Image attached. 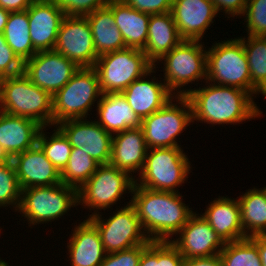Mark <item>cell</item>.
<instances>
[{
    "label": "cell",
    "instance_id": "cell-1",
    "mask_svg": "<svg viewBox=\"0 0 266 266\" xmlns=\"http://www.w3.org/2000/svg\"><path fill=\"white\" fill-rule=\"evenodd\" d=\"M204 87L186 89V96L192 106L193 123L241 124L246 120L259 118L262 111L253 101V96L239 88L210 83Z\"/></svg>",
    "mask_w": 266,
    "mask_h": 266
},
{
    "label": "cell",
    "instance_id": "cell-2",
    "mask_svg": "<svg viewBox=\"0 0 266 266\" xmlns=\"http://www.w3.org/2000/svg\"><path fill=\"white\" fill-rule=\"evenodd\" d=\"M131 194L130 203L151 241H171L194 213L180 192L154 191L135 184Z\"/></svg>",
    "mask_w": 266,
    "mask_h": 266
},
{
    "label": "cell",
    "instance_id": "cell-3",
    "mask_svg": "<svg viewBox=\"0 0 266 266\" xmlns=\"http://www.w3.org/2000/svg\"><path fill=\"white\" fill-rule=\"evenodd\" d=\"M0 111L32 119L42 127L53 126L52 95L23 72L0 79Z\"/></svg>",
    "mask_w": 266,
    "mask_h": 266
},
{
    "label": "cell",
    "instance_id": "cell-4",
    "mask_svg": "<svg viewBox=\"0 0 266 266\" xmlns=\"http://www.w3.org/2000/svg\"><path fill=\"white\" fill-rule=\"evenodd\" d=\"M181 147L148 149L135 184L154 191L178 193L190 174L191 164ZM139 180V181H138Z\"/></svg>",
    "mask_w": 266,
    "mask_h": 266
},
{
    "label": "cell",
    "instance_id": "cell-5",
    "mask_svg": "<svg viewBox=\"0 0 266 266\" xmlns=\"http://www.w3.org/2000/svg\"><path fill=\"white\" fill-rule=\"evenodd\" d=\"M222 42V43H221ZM216 42L207 50V81L248 91L253 97L260 93L252 86L243 43L237 39Z\"/></svg>",
    "mask_w": 266,
    "mask_h": 266
},
{
    "label": "cell",
    "instance_id": "cell-6",
    "mask_svg": "<svg viewBox=\"0 0 266 266\" xmlns=\"http://www.w3.org/2000/svg\"><path fill=\"white\" fill-rule=\"evenodd\" d=\"M153 67L143 50L125 48L100 55L93 68L97 72L102 94H108L122 93Z\"/></svg>",
    "mask_w": 266,
    "mask_h": 266
},
{
    "label": "cell",
    "instance_id": "cell-7",
    "mask_svg": "<svg viewBox=\"0 0 266 266\" xmlns=\"http://www.w3.org/2000/svg\"><path fill=\"white\" fill-rule=\"evenodd\" d=\"M99 78L93 67H81L53 96V125L69 119H86L100 100ZM99 98V99H98Z\"/></svg>",
    "mask_w": 266,
    "mask_h": 266
},
{
    "label": "cell",
    "instance_id": "cell-8",
    "mask_svg": "<svg viewBox=\"0 0 266 266\" xmlns=\"http://www.w3.org/2000/svg\"><path fill=\"white\" fill-rule=\"evenodd\" d=\"M78 206V190L63 183L29 187L21 190L18 213L27 218L29 226L58 220L71 207Z\"/></svg>",
    "mask_w": 266,
    "mask_h": 266
},
{
    "label": "cell",
    "instance_id": "cell-9",
    "mask_svg": "<svg viewBox=\"0 0 266 266\" xmlns=\"http://www.w3.org/2000/svg\"><path fill=\"white\" fill-rule=\"evenodd\" d=\"M203 45L199 40H182L156 62L164 61L163 81L175 96H184L183 86L207 79V49Z\"/></svg>",
    "mask_w": 266,
    "mask_h": 266
},
{
    "label": "cell",
    "instance_id": "cell-10",
    "mask_svg": "<svg viewBox=\"0 0 266 266\" xmlns=\"http://www.w3.org/2000/svg\"><path fill=\"white\" fill-rule=\"evenodd\" d=\"M135 176L109 164H101L89 180L78 190V205L87 207L92 212L89 217L97 215L103 209L117 204L128 190L132 193ZM98 211V212H97Z\"/></svg>",
    "mask_w": 266,
    "mask_h": 266
},
{
    "label": "cell",
    "instance_id": "cell-11",
    "mask_svg": "<svg viewBox=\"0 0 266 266\" xmlns=\"http://www.w3.org/2000/svg\"><path fill=\"white\" fill-rule=\"evenodd\" d=\"M175 100L177 105L173 103ZM192 122L190 100L186 96H175L174 100L171 99L164 107L141 120L147 147H181L176 137Z\"/></svg>",
    "mask_w": 266,
    "mask_h": 266
},
{
    "label": "cell",
    "instance_id": "cell-12",
    "mask_svg": "<svg viewBox=\"0 0 266 266\" xmlns=\"http://www.w3.org/2000/svg\"><path fill=\"white\" fill-rule=\"evenodd\" d=\"M98 229L101 241L107 254L133 248L149 243L134 206L127 203L108 219L102 215L87 217Z\"/></svg>",
    "mask_w": 266,
    "mask_h": 266
},
{
    "label": "cell",
    "instance_id": "cell-13",
    "mask_svg": "<svg viewBox=\"0 0 266 266\" xmlns=\"http://www.w3.org/2000/svg\"><path fill=\"white\" fill-rule=\"evenodd\" d=\"M54 51L81 67H94L97 58L92 30L86 16H67L61 21Z\"/></svg>",
    "mask_w": 266,
    "mask_h": 266
},
{
    "label": "cell",
    "instance_id": "cell-14",
    "mask_svg": "<svg viewBox=\"0 0 266 266\" xmlns=\"http://www.w3.org/2000/svg\"><path fill=\"white\" fill-rule=\"evenodd\" d=\"M79 68L75 62L51 50L37 52L25 61L23 73L34 85L53 96L69 82Z\"/></svg>",
    "mask_w": 266,
    "mask_h": 266
},
{
    "label": "cell",
    "instance_id": "cell-15",
    "mask_svg": "<svg viewBox=\"0 0 266 266\" xmlns=\"http://www.w3.org/2000/svg\"><path fill=\"white\" fill-rule=\"evenodd\" d=\"M68 139L72 148H80L96 162L109 164L112 156V135L95 120L69 119L56 126Z\"/></svg>",
    "mask_w": 266,
    "mask_h": 266
},
{
    "label": "cell",
    "instance_id": "cell-16",
    "mask_svg": "<svg viewBox=\"0 0 266 266\" xmlns=\"http://www.w3.org/2000/svg\"><path fill=\"white\" fill-rule=\"evenodd\" d=\"M179 237L171 240L184 259L201 258L219 255L225 242L208 224L195 212L179 231Z\"/></svg>",
    "mask_w": 266,
    "mask_h": 266
},
{
    "label": "cell",
    "instance_id": "cell-17",
    "mask_svg": "<svg viewBox=\"0 0 266 266\" xmlns=\"http://www.w3.org/2000/svg\"><path fill=\"white\" fill-rule=\"evenodd\" d=\"M27 14L34 50H53L64 12L52 0H37L27 9Z\"/></svg>",
    "mask_w": 266,
    "mask_h": 266
},
{
    "label": "cell",
    "instance_id": "cell-18",
    "mask_svg": "<svg viewBox=\"0 0 266 266\" xmlns=\"http://www.w3.org/2000/svg\"><path fill=\"white\" fill-rule=\"evenodd\" d=\"M171 13L183 40H199L218 14L210 0H173Z\"/></svg>",
    "mask_w": 266,
    "mask_h": 266
},
{
    "label": "cell",
    "instance_id": "cell-19",
    "mask_svg": "<svg viewBox=\"0 0 266 266\" xmlns=\"http://www.w3.org/2000/svg\"><path fill=\"white\" fill-rule=\"evenodd\" d=\"M21 189L62 183L61 173L46 158L38 144L12 157Z\"/></svg>",
    "mask_w": 266,
    "mask_h": 266
},
{
    "label": "cell",
    "instance_id": "cell-20",
    "mask_svg": "<svg viewBox=\"0 0 266 266\" xmlns=\"http://www.w3.org/2000/svg\"><path fill=\"white\" fill-rule=\"evenodd\" d=\"M157 64L145 76L134 80L123 92L129 106L142 120L155 111L164 107L175 95L168 89L165 82L155 81L156 78L147 79L151 73H155L154 69ZM145 77V78H144Z\"/></svg>",
    "mask_w": 266,
    "mask_h": 266
},
{
    "label": "cell",
    "instance_id": "cell-21",
    "mask_svg": "<svg viewBox=\"0 0 266 266\" xmlns=\"http://www.w3.org/2000/svg\"><path fill=\"white\" fill-rule=\"evenodd\" d=\"M148 149L141 127L121 131L112 135L110 164L130 175L140 171L139 175L144 167Z\"/></svg>",
    "mask_w": 266,
    "mask_h": 266
},
{
    "label": "cell",
    "instance_id": "cell-22",
    "mask_svg": "<svg viewBox=\"0 0 266 266\" xmlns=\"http://www.w3.org/2000/svg\"><path fill=\"white\" fill-rule=\"evenodd\" d=\"M67 243L71 266H100L107 253L96 226L89 220L75 225Z\"/></svg>",
    "mask_w": 266,
    "mask_h": 266
},
{
    "label": "cell",
    "instance_id": "cell-23",
    "mask_svg": "<svg viewBox=\"0 0 266 266\" xmlns=\"http://www.w3.org/2000/svg\"><path fill=\"white\" fill-rule=\"evenodd\" d=\"M200 215L225 243L247 238L241 223V209L237 198L219 196Z\"/></svg>",
    "mask_w": 266,
    "mask_h": 266
},
{
    "label": "cell",
    "instance_id": "cell-24",
    "mask_svg": "<svg viewBox=\"0 0 266 266\" xmlns=\"http://www.w3.org/2000/svg\"><path fill=\"white\" fill-rule=\"evenodd\" d=\"M41 128L32 119L0 111V145L11 158L34 147Z\"/></svg>",
    "mask_w": 266,
    "mask_h": 266
},
{
    "label": "cell",
    "instance_id": "cell-25",
    "mask_svg": "<svg viewBox=\"0 0 266 266\" xmlns=\"http://www.w3.org/2000/svg\"><path fill=\"white\" fill-rule=\"evenodd\" d=\"M97 103L96 122L111 135L141 127V119L129 106L122 93L102 94Z\"/></svg>",
    "mask_w": 266,
    "mask_h": 266
},
{
    "label": "cell",
    "instance_id": "cell-26",
    "mask_svg": "<svg viewBox=\"0 0 266 266\" xmlns=\"http://www.w3.org/2000/svg\"><path fill=\"white\" fill-rule=\"evenodd\" d=\"M107 6L112 10L115 24L122 33L126 48L144 50L150 15L134 9L123 0H109Z\"/></svg>",
    "mask_w": 266,
    "mask_h": 266
},
{
    "label": "cell",
    "instance_id": "cell-27",
    "mask_svg": "<svg viewBox=\"0 0 266 266\" xmlns=\"http://www.w3.org/2000/svg\"><path fill=\"white\" fill-rule=\"evenodd\" d=\"M182 40L171 11L150 15L148 37L143 52L155 65L164 54L170 52Z\"/></svg>",
    "mask_w": 266,
    "mask_h": 266
},
{
    "label": "cell",
    "instance_id": "cell-28",
    "mask_svg": "<svg viewBox=\"0 0 266 266\" xmlns=\"http://www.w3.org/2000/svg\"><path fill=\"white\" fill-rule=\"evenodd\" d=\"M98 56L126 48L122 33L115 24L112 10L106 5L86 15Z\"/></svg>",
    "mask_w": 266,
    "mask_h": 266
},
{
    "label": "cell",
    "instance_id": "cell-29",
    "mask_svg": "<svg viewBox=\"0 0 266 266\" xmlns=\"http://www.w3.org/2000/svg\"><path fill=\"white\" fill-rule=\"evenodd\" d=\"M246 237L260 235L266 229V194L262 188L249 189L237 198Z\"/></svg>",
    "mask_w": 266,
    "mask_h": 266
},
{
    "label": "cell",
    "instance_id": "cell-30",
    "mask_svg": "<svg viewBox=\"0 0 266 266\" xmlns=\"http://www.w3.org/2000/svg\"><path fill=\"white\" fill-rule=\"evenodd\" d=\"M29 29L27 10L10 12L3 35L6 43L23 63L37 53L33 48Z\"/></svg>",
    "mask_w": 266,
    "mask_h": 266
},
{
    "label": "cell",
    "instance_id": "cell-31",
    "mask_svg": "<svg viewBox=\"0 0 266 266\" xmlns=\"http://www.w3.org/2000/svg\"><path fill=\"white\" fill-rule=\"evenodd\" d=\"M247 36V39L245 36L238 37V39L243 43L245 49L251 84L266 97V37Z\"/></svg>",
    "mask_w": 266,
    "mask_h": 266
},
{
    "label": "cell",
    "instance_id": "cell-32",
    "mask_svg": "<svg viewBox=\"0 0 266 266\" xmlns=\"http://www.w3.org/2000/svg\"><path fill=\"white\" fill-rule=\"evenodd\" d=\"M100 164L80 148H72L67 166L61 172V181L79 190L95 173Z\"/></svg>",
    "mask_w": 266,
    "mask_h": 266
},
{
    "label": "cell",
    "instance_id": "cell-33",
    "mask_svg": "<svg viewBox=\"0 0 266 266\" xmlns=\"http://www.w3.org/2000/svg\"><path fill=\"white\" fill-rule=\"evenodd\" d=\"M219 256L223 266H262L258 246L250 237L226 242Z\"/></svg>",
    "mask_w": 266,
    "mask_h": 266
},
{
    "label": "cell",
    "instance_id": "cell-34",
    "mask_svg": "<svg viewBox=\"0 0 266 266\" xmlns=\"http://www.w3.org/2000/svg\"><path fill=\"white\" fill-rule=\"evenodd\" d=\"M46 127L40 129L37 144L43 150L46 158L56 167L61 173L67 166L72 146L65 135L57 128L54 133L49 135L45 134Z\"/></svg>",
    "mask_w": 266,
    "mask_h": 266
},
{
    "label": "cell",
    "instance_id": "cell-35",
    "mask_svg": "<svg viewBox=\"0 0 266 266\" xmlns=\"http://www.w3.org/2000/svg\"><path fill=\"white\" fill-rule=\"evenodd\" d=\"M21 190L12 161L0 165V207L11 205L17 212L21 200Z\"/></svg>",
    "mask_w": 266,
    "mask_h": 266
},
{
    "label": "cell",
    "instance_id": "cell-36",
    "mask_svg": "<svg viewBox=\"0 0 266 266\" xmlns=\"http://www.w3.org/2000/svg\"><path fill=\"white\" fill-rule=\"evenodd\" d=\"M244 16L248 35L266 37V0H247Z\"/></svg>",
    "mask_w": 266,
    "mask_h": 266
},
{
    "label": "cell",
    "instance_id": "cell-37",
    "mask_svg": "<svg viewBox=\"0 0 266 266\" xmlns=\"http://www.w3.org/2000/svg\"><path fill=\"white\" fill-rule=\"evenodd\" d=\"M67 16H86L106 6L109 0H52Z\"/></svg>",
    "mask_w": 266,
    "mask_h": 266
},
{
    "label": "cell",
    "instance_id": "cell-38",
    "mask_svg": "<svg viewBox=\"0 0 266 266\" xmlns=\"http://www.w3.org/2000/svg\"><path fill=\"white\" fill-rule=\"evenodd\" d=\"M24 63L6 43L3 34H0V79L17 75L23 72Z\"/></svg>",
    "mask_w": 266,
    "mask_h": 266
},
{
    "label": "cell",
    "instance_id": "cell-39",
    "mask_svg": "<svg viewBox=\"0 0 266 266\" xmlns=\"http://www.w3.org/2000/svg\"><path fill=\"white\" fill-rule=\"evenodd\" d=\"M148 243L130 249L109 253L100 266H138L143 249Z\"/></svg>",
    "mask_w": 266,
    "mask_h": 266
},
{
    "label": "cell",
    "instance_id": "cell-40",
    "mask_svg": "<svg viewBox=\"0 0 266 266\" xmlns=\"http://www.w3.org/2000/svg\"><path fill=\"white\" fill-rule=\"evenodd\" d=\"M127 5L149 15L163 14L172 10L173 0H123Z\"/></svg>",
    "mask_w": 266,
    "mask_h": 266
},
{
    "label": "cell",
    "instance_id": "cell-41",
    "mask_svg": "<svg viewBox=\"0 0 266 266\" xmlns=\"http://www.w3.org/2000/svg\"><path fill=\"white\" fill-rule=\"evenodd\" d=\"M184 260L171 241H158V266H183Z\"/></svg>",
    "mask_w": 266,
    "mask_h": 266
},
{
    "label": "cell",
    "instance_id": "cell-42",
    "mask_svg": "<svg viewBox=\"0 0 266 266\" xmlns=\"http://www.w3.org/2000/svg\"><path fill=\"white\" fill-rule=\"evenodd\" d=\"M219 14V11L223 10L225 14H228V18L231 16L238 17L243 16L247 0H210Z\"/></svg>",
    "mask_w": 266,
    "mask_h": 266
},
{
    "label": "cell",
    "instance_id": "cell-43",
    "mask_svg": "<svg viewBox=\"0 0 266 266\" xmlns=\"http://www.w3.org/2000/svg\"><path fill=\"white\" fill-rule=\"evenodd\" d=\"M138 266H158V241H150L143 249Z\"/></svg>",
    "mask_w": 266,
    "mask_h": 266
},
{
    "label": "cell",
    "instance_id": "cell-44",
    "mask_svg": "<svg viewBox=\"0 0 266 266\" xmlns=\"http://www.w3.org/2000/svg\"><path fill=\"white\" fill-rule=\"evenodd\" d=\"M183 266H223L219 255L185 259Z\"/></svg>",
    "mask_w": 266,
    "mask_h": 266
},
{
    "label": "cell",
    "instance_id": "cell-45",
    "mask_svg": "<svg viewBox=\"0 0 266 266\" xmlns=\"http://www.w3.org/2000/svg\"><path fill=\"white\" fill-rule=\"evenodd\" d=\"M34 0H0V7L10 12L27 10Z\"/></svg>",
    "mask_w": 266,
    "mask_h": 266
},
{
    "label": "cell",
    "instance_id": "cell-46",
    "mask_svg": "<svg viewBox=\"0 0 266 266\" xmlns=\"http://www.w3.org/2000/svg\"><path fill=\"white\" fill-rule=\"evenodd\" d=\"M258 246L262 266H266V241L260 236L255 235L250 237Z\"/></svg>",
    "mask_w": 266,
    "mask_h": 266
},
{
    "label": "cell",
    "instance_id": "cell-47",
    "mask_svg": "<svg viewBox=\"0 0 266 266\" xmlns=\"http://www.w3.org/2000/svg\"><path fill=\"white\" fill-rule=\"evenodd\" d=\"M10 11L0 7V34H3Z\"/></svg>",
    "mask_w": 266,
    "mask_h": 266
},
{
    "label": "cell",
    "instance_id": "cell-48",
    "mask_svg": "<svg viewBox=\"0 0 266 266\" xmlns=\"http://www.w3.org/2000/svg\"><path fill=\"white\" fill-rule=\"evenodd\" d=\"M12 161V158L7 154V152L0 145V165L7 164Z\"/></svg>",
    "mask_w": 266,
    "mask_h": 266
},
{
    "label": "cell",
    "instance_id": "cell-49",
    "mask_svg": "<svg viewBox=\"0 0 266 266\" xmlns=\"http://www.w3.org/2000/svg\"><path fill=\"white\" fill-rule=\"evenodd\" d=\"M0 266H9V264L0 258Z\"/></svg>",
    "mask_w": 266,
    "mask_h": 266
},
{
    "label": "cell",
    "instance_id": "cell-50",
    "mask_svg": "<svg viewBox=\"0 0 266 266\" xmlns=\"http://www.w3.org/2000/svg\"><path fill=\"white\" fill-rule=\"evenodd\" d=\"M260 236L266 241V229L260 234Z\"/></svg>",
    "mask_w": 266,
    "mask_h": 266
}]
</instances>
